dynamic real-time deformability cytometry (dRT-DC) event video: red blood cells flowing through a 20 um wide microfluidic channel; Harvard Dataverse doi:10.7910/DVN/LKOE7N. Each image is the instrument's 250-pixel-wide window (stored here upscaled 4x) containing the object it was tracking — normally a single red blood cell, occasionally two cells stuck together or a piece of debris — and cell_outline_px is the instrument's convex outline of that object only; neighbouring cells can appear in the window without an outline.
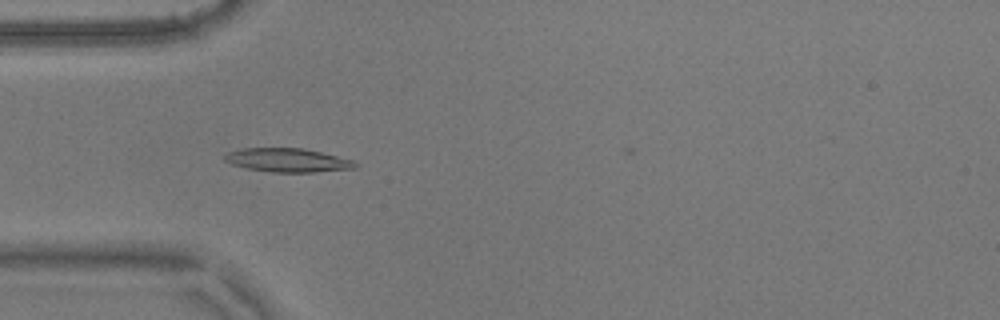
{"species": "common noctule bat (a hibernating species)", "species_latin": "Nyctalus noctula", "temperature_condition": "warm", "stored_images_in_passage": 46, "camera_frame_rate_fps": 3000, "um_per_image_px": 0.085, "animal": {"sex": "male", "body_mass_g": 17.9}, "frame": {"image": 1, "passage_image": 7, "time_ms": 2.0, "image_size_px": [1000, 320], "cell_outline_px": [[360, 164], [356, 168], [316, 172], [272, 172], [244, 168], [232, 164], [224, 160], [224, 156], [228, 152], [244, 148], [304, 148], [352, 160]], "centroid_in_image_um": [24.45, 13.62], "position_along_channel_um": 60.5, "area_um2": 18.03}}
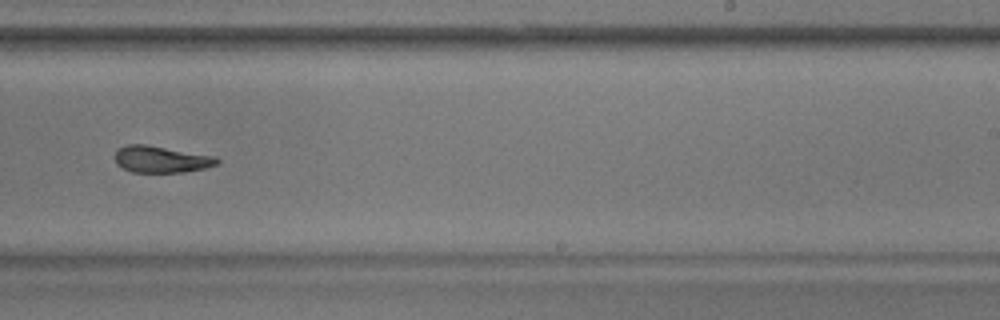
{"frame": {"image": 2, "passage_image": 25, "time_ms": 8.0, "image_size_px": [1000, 320], "cell_outline_px": [[220, 164], [204, 168], [184, 172], [132, 172], [116, 164], [112, 156], [116, 148], [124, 144], [148, 144], [216, 156], [220, 160]], "centroid_in_image_um": [13.66, 13.52], "position_along_channel_um": 275.3, "area_um2": 16.36}}
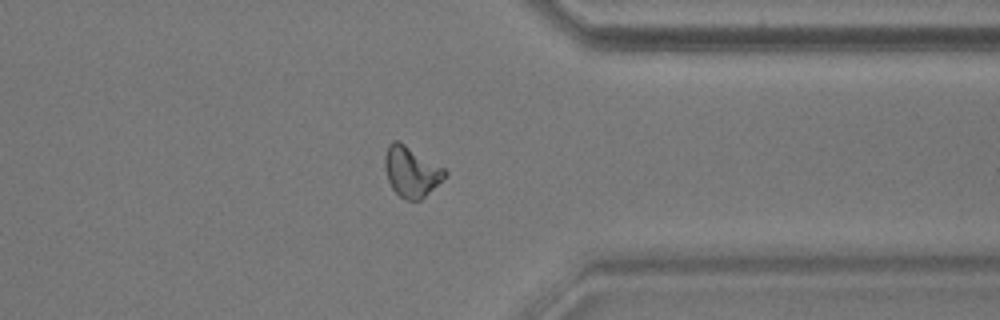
{"frame": {"image": 3, "passage_image": 34, "time_ms": 11.0, "image_size_px": [1000, 320], "cell_outline_px": [[448, 172], [420, 200], [408, 200], [400, 196], [392, 188], [388, 180], [384, 168], [384, 156], [388, 144], [392, 140], [396, 140], [404, 144], [444, 168]], "centroid_in_image_um": [34.9, 14.57], "position_along_channel_um": 376.5, "area_um2": 17.17}, "authors_computed_cell_mechanics": {"area_um2": 16.7909, "velocity_mm_per_s": 3.5998, "shape_relaxation_time_tau1_ms": null, "shape_relaxation_time_tau2_ms": 6.7529, "deformation_change_tau1": null, "deformation_change_tau2": 0.1424}}